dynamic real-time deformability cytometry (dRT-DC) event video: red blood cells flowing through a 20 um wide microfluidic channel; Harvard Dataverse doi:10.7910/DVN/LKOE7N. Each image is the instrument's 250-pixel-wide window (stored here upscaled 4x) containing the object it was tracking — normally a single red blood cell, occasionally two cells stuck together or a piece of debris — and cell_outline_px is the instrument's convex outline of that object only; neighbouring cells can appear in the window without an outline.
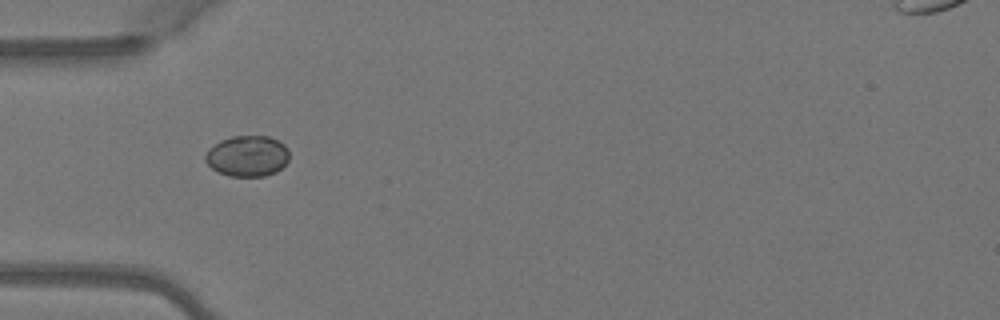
{"species": "Egyptian fruit bat (a non-hibernating species)", "species_latin": "Rousettus aegyptiacus", "temperature_condition": "warm", "stored_images_in_passage": 4, "camera_frame_rate_fps": 3000, "um_per_image_px": 0.085, "animal": {"sex": "female"}, "frame": {"image": 1, "passage_image": 2, "time_ms": 0.333, "image_size_px": [1000, 320], "cell_outline_px": [[288, 160], [276, 172], [264, 176], [228, 176], [216, 172], [204, 160], [204, 156], [208, 148], [220, 140], [232, 136], [268, 136], [284, 144], [288, 148]], "centroid_in_image_um": [20.99, 13.26], "position_along_channel_um": 64.0, "area_um2": 20.11}}
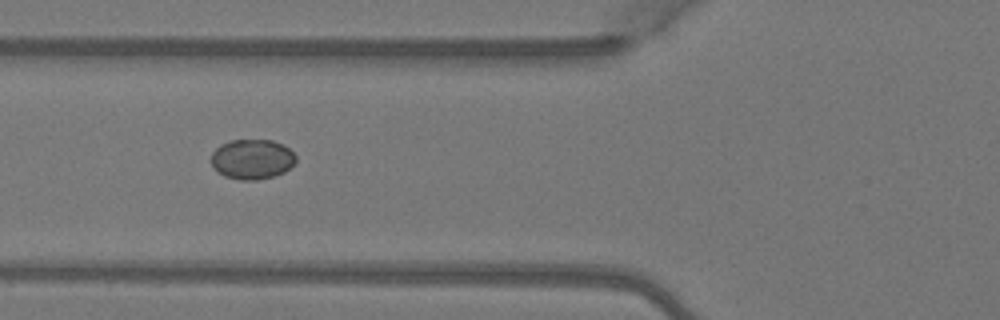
{"frame": {"image": 2, "passage_image": 3, "time_ms": 0.667, "image_size_px": [1000, 320], "cell_outline_px": [[296, 160], [284, 172], [272, 176], [256, 180], [240, 180], [224, 176], [212, 168], [212, 152], [220, 144], [232, 140], [272, 140], [284, 144], [296, 156]], "centroid_in_image_um": [21.41, 13.53], "position_along_channel_um": 104.4, "area_um2": 19.71}}
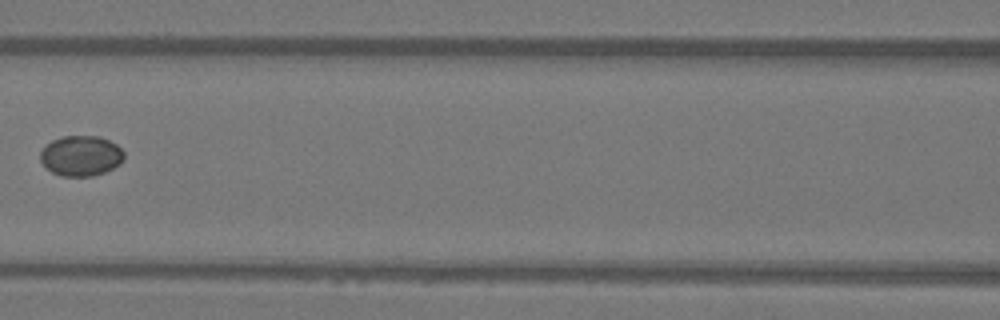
{"frame": {"image": 3, "passage_image": 4, "time_ms": 1.0, "image_size_px": [1000, 320], "cell_outline_px": [[124, 160], [120, 164], [104, 172], [92, 176], [60, 176], [52, 172], [40, 160], [40, 152], [52, 140], [64, 136], [100, 136], [116, 144], [124, 152]], "centroid_in_image_um": [6.9, 13.24], "position_along_channel_um": 159.7, "area_um2": 19.59}}